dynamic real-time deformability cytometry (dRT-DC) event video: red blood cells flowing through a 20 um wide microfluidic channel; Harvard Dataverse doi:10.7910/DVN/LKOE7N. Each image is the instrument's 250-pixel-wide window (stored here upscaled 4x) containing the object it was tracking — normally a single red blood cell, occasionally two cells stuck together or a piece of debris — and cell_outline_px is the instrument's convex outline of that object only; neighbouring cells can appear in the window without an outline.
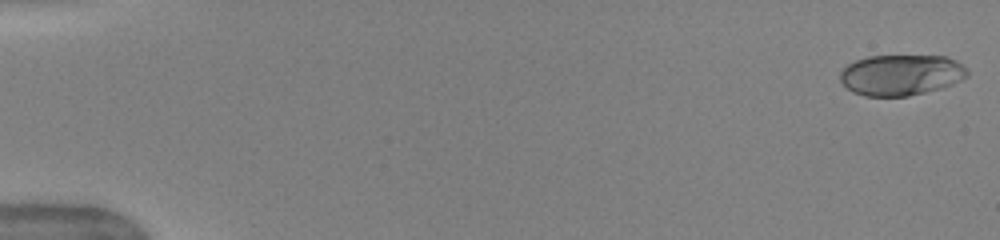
{"species": "human", "species_latin": "Homo sapiens", "temperature_condition": "warm", "stored_images_in_passage": 50, "camera_frame_rate_fps": 3000, "um_per_image_px": 0.085, "donor": {"sex": "female"}, "frame": {"image": 1, "passage_image": 1, "time_ms": 0.0, "image_size_px": [1000, 240], "cell_outline_px": [[968, 76], [952, 84], [940, 88], [908, 96], [864, 96], [852, 92], [840, 80], [840, 72], [848, 64], [856, 60], [868, 56], [944, 56], [956, 60], [968, 68]], "centroid_in_image_um": [76.6, 6.36], "position_along_channel_um": 8.4, "area_um2": 30.23}}
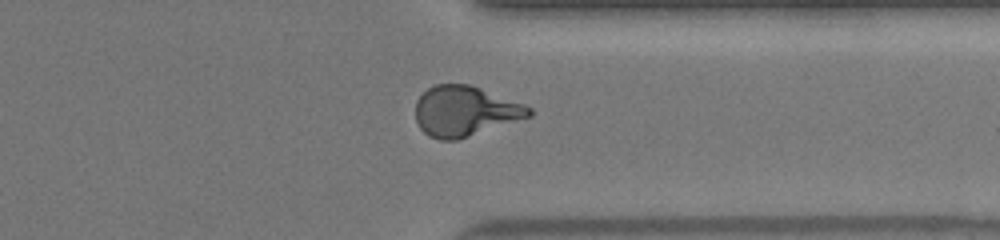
{"frame": {"image": 2, "passage_image": 40, "time_ms": 13.0, "image_size_px": [1000, 240], "cell_outline_px": [[532, 116], [456, 140], [440, 140], [428, 136], [420, 128], [416, 120], [416, 100], [428, 88], [436, 84], [468, 84], [480, 88], [524, 104], [532, 108]], "centroid_in_image_um": [39.51, 9.45], "position_along_channel_um": 371.9, "area_um2": 33.0}}
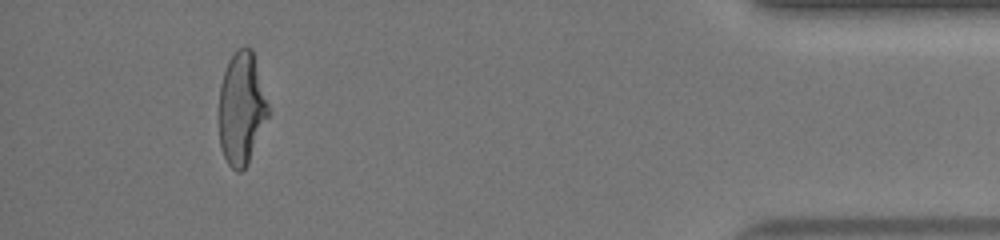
{"frame": {"image": 3, "passage_image": 47, "time_ms": 15.333, "image_size_px": [1000, 240], "cell_outline_px": [[268, 116], [248, 164], [240, 172], [236, 172], [228, 164], [224, 156], [220, 144], [220, 84], [228, 60], [236, 48], [244, 44], [252, 48], [268, 104]], "centroid_in_image_um": [20.53, 9.18], "position_along_channel_um": 414.7, "area_um2": 32.19}, "authors_computed_cell_mechanics": {"area_um2": 32.2524, "velocity_mm_per_s": 4.0596, "shape_relaxation_time_tau1_ms": 4.3868, "shape_relaxation_time_tau2_ms": null, "deformation_change_tau1": 0.2076, "deformation_change_tau2": null}}